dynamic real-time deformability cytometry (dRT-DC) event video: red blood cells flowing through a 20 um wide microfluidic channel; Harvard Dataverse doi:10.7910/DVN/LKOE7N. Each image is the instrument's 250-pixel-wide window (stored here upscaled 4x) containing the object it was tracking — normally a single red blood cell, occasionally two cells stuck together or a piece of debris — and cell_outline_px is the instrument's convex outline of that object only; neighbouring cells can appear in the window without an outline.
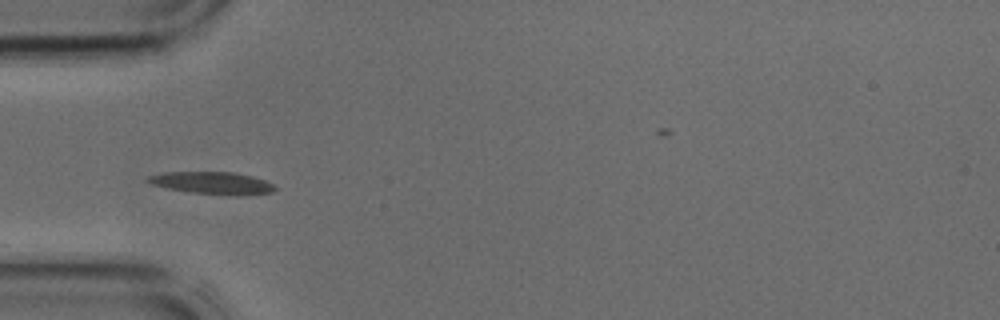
{"species": "common noctule bat (a hibernating species)", "species_latin": "Nyctalus noctula", "temperature_condition": "cold", "stored_images_in_passage": 31, "camera_frame_rate_fps": 3000, "um_per_image_px": 0.085, "animal": {"sex": "male", "body_mass_g": 17.9, "forearm_length_mm": 54.2}, "frame": {"image": 1, "passage_image": 1, "time_ms": 0.0, "image_size_px": [1000, 320], "cell_outline_px": [[276, 188], [272, 192], [236, 196], [188, 192], [168, 188], [152, 184], [144, 180], [148, 176], [164, 172], [236, 172], [252, 176], [264, 180], [272, 184]], "centroid_in_image_um": [18.03, 15.55], "position_along_channel_um": 67.0, "area_um2": 16.53}}
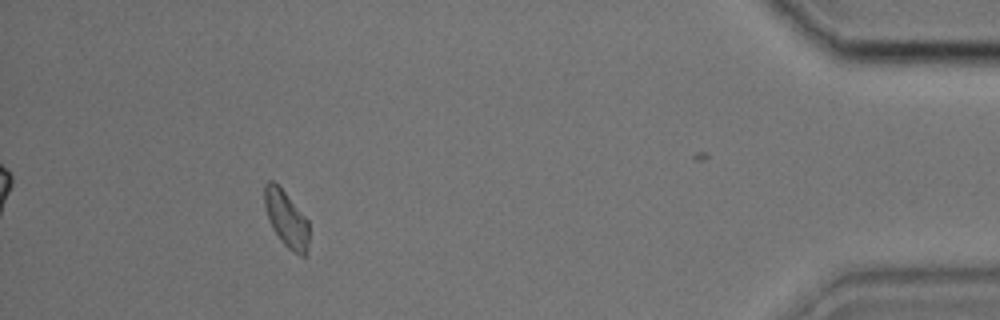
{"frame": {"image": 2, "passage_image": 27, "time_ms": 8.667, "image_size_px": [1000, 320], "cell_outline_px": [[308, 248], [304, 256], [300, 256], [292, 252], [280, 240], [272, 228], [264, 204], [264, 184], [268, 180], [272, 180], [284, 192], [308, 220]], "centroid_in_image_um": [24.33, 18.63], "position_along_channel_um": 410.9, "area_um2": 14.39}}